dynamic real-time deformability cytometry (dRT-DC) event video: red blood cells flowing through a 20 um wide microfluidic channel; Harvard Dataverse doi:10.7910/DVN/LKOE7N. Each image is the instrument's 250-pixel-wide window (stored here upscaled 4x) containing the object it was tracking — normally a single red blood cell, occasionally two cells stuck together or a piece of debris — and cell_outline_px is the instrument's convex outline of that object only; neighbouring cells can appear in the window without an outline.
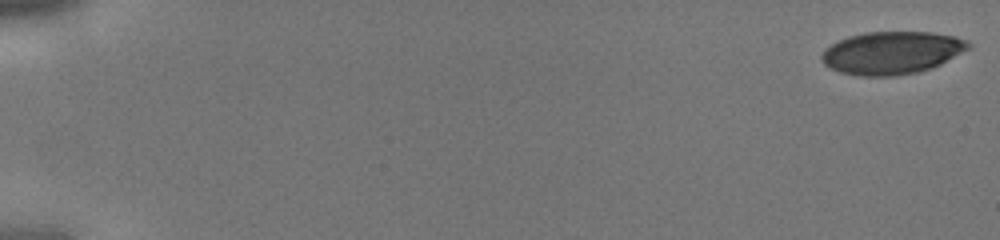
{"species": "human", "species_latin": "Homo sapiens", "temperature_condition": "cold", "stored_images_in_passage": 44, "camera_frame_rate_fps": 3000, "um_per_image_px": 0.085, "donor": {"sex": "male"}, "frame": {"image": 1, "passage_image": 1, "time_ms": 0.0, "image_size_px": [1000, 240], "cell_outline_px": [[972, 48], [932, 68], [916, 72], [896, 76], [860, 76], [840, 72], [828, 68], [820, 60], [820, 56], [832, 44], [848, 36], [864, 32], [932, 32], [956, 36], [968, 40], [972, 44]], "centroid_in_image_um": [75.84, 4.48], "position_along_channel_um": 9.2, "area_um2": 36.76}}
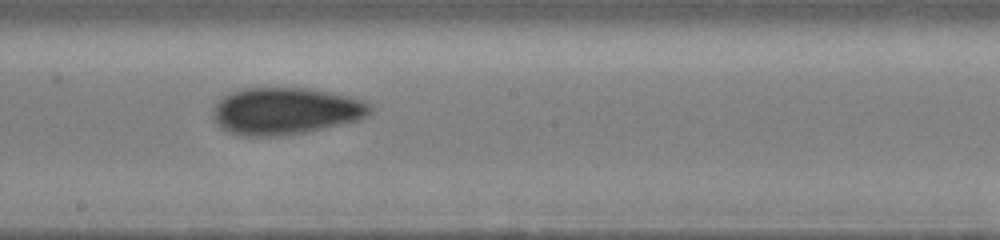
{"frame": {"image": 2, "passage_image": 26, "time_ms": 8.333, "image_size_px": [1000, 240], "cell_outline_px": [[372, 112], [368, 116], [360, 120], [308, 132], [280, 136], [244, 136], [228, 132], [220, 128], [212, 120], [212, 108], [224, 96], [232, 92], [244, 88], [308, 88], [348, 96], [372, 104]], "centroid_in_image_um": [24.26, 9.45], "position_along_channel_um": 223.9, "area_um2": 43.41}}
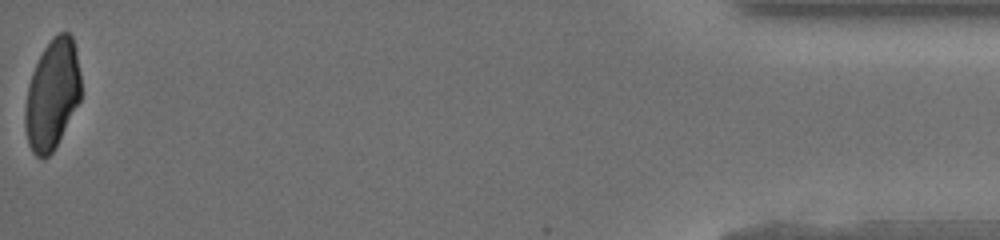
{"frame": {"image": 3, "passage_image": 44, "time_ms": 14.333, "image_size_px": [1000, 240], "cell_outline_px": [[80, 100], [52, 152], [48, 156], [36, 156], [32, 152], [28, 144], [24, 128], [24, 108], [28, 84], [32, 72], [44, 48], [52, 36], [60, 32], [68, 32], [72, 36], [76, 48], [80, 72]], "centroid_in_image_um": [4.42, 8.0], "position_along_channel_um": 430.8, "area_um2": 35.72}}